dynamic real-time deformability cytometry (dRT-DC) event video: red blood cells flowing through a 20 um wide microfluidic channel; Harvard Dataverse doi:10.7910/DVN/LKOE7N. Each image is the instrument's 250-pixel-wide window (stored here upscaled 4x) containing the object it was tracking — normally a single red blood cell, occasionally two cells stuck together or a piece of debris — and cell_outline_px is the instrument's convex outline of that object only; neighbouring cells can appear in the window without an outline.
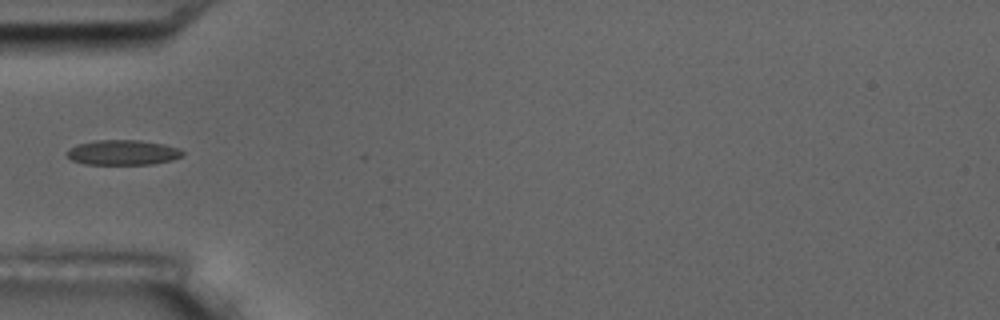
{"species": "common noctule bat (a hibernating species)", "species_latin": "Nyctalus noctula", "temperature_condition": "room temperature", "stored_images_in_passage": 39, "camera_frame_rate_fps": 3000, "um_per_image_px": 0.085, "animal": {"sex": "male", "body_mass_g": 17.5, "forearm_length_mm": 52.3}, "frame": {"image": 1, "passage_image": 1, "time_ms": 0.0, "image_size_px": [1000, 320], "cell_outline_px": [[184, 156], [172, 160], [152, 164], [84, 164], [72, 160], [64, 152], [68, 148], [76, 144], [96, 140], [140, 140], [164, 144], [180, 148], [184, 152]], "centroid_in_image_um": [10.44, 12.95], "position_along_channel_um": 74.6, "area_um2": 17.11}}
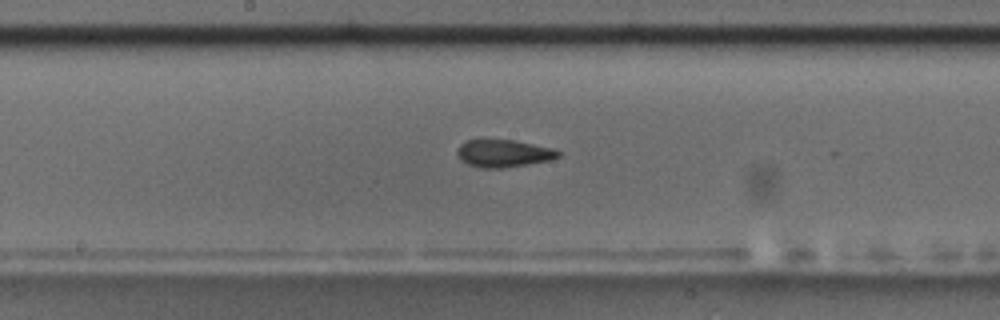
{"frame": {"image": 2, "passage_image": 12, "time_ms": 3.667, "image_size_px": [1000, 320], "cell_outline_px": [[560, 156], [548, 160], [500, 168], [484, 168], [468, 164], [460, 160], [456, 152], [460, 144], [468, 140], [516, 140], [556, 148], [560, 152]], "centroid_in_image_um": [42.81, 13.02], "position_along_channel_um": 205.4, "area_um2": 16.07}}
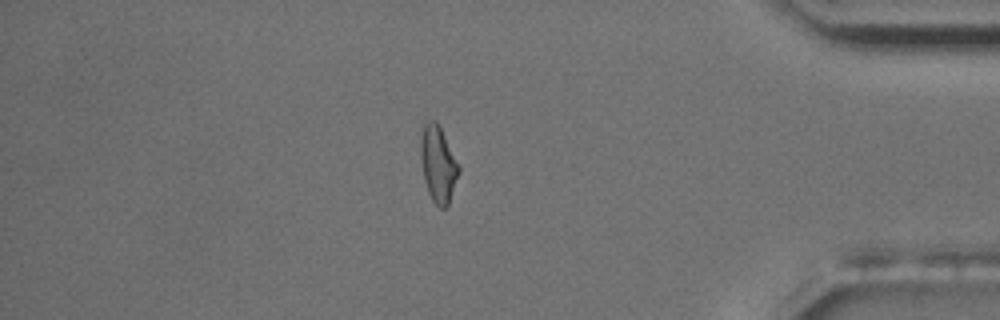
{"frame": {"image": 3, "passage_image": 31, "time_ms": 10.0, "image_size_px": [1000, 320], "cell_outline_px": [[460, 172], [448, 204], [444, 208], [440, 208], [432, 200], [428, 192], [424, 180], [420, 156], [420, 136], [424, 124], [428, 120], [436, 120], [460, 164]], "centroid_in_image_um": [37.24, 13.93], "position_along_channel_um": 398.0, "area_um2": 17.11}}